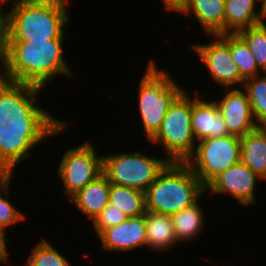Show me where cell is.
Masks as SVG:
<instances>
[{"label":"cell","mask_w":266,"mask_h":266,"mask_svg":"<svg viewBox=\"0 0 266 266\" xmlns=\"http://www.w3.org/2000/svg\"><path fill=\"white\" fill-rule=\"evenodd\" d=\"M64 40L8 42L0 61V101L32 114L51 113L37 101L57 75L77 76L68 64ZM75 74V75H74Z\"/></svg>","instance_id":"cell-1"},{"label":"cell","mask_w":266,"mask_h":266,"mask_svg":"<svg viewBox=\"0 0 266 266\" xmlns=\"http://www.w3.org/2000/svg\"><path fill=\"white\" fill-rule=\"evenodd\" d=\"M70 122L52 113L32 114L14 106L0 109V182L15 172V167L35 157L32 150L47 139L66 133ZM32 152V153H31Z\"/></svg>","instance_id":"cell-2"},{"label":"cell","mask_w":266,"mask_h":266,"mask_svg":"<svg viewBox=\"0 0 266 266\" xmlns=\"http://www.w3.org/2000/svg\"><path fill=\"white\" fill-rule=\"evenodd\" d=\"M70 0H20L9 10V42L65 40Z\"/></svg>","instance_id":"cell-3"},{"label":"cell","mask_w":266,"mask_h":266,"mask_svg":"<svg viewBox=\"0 0 266 266\" xmlns=\"http://www.w3.org/2000/svg\"><path fill=\"white\" fill-rule=\"evenodd\" d=\"M206 194L186 162H169L145 192L146 211L172 216Z\"/></svg>","instance_id":"cell-4"},{"label":"cell","mask_w":266,"mask_h":266,"mask_svg":"<svg viewBox=\"0 0 266 266\" xmlns=\"http://www.w3.org/2000/svg\"><path fill=\"white\" fill-rule=\"evenodd\" d=\"M141 79L138 81V116L147 142L159 131L168 108L185 91L167 69L158 67L149 59Z\"/></svg>","instance_id":"cell-5"},{"label":"cell","mask_w":266,"mask_h":266,"mask_svg":"<svg viewBox=\"0 0 266 266\" xmlns=\"http://www.w3.org/2000/svg\"><path fill=\"white\" fill-rule=\"evenodd\" d=\"M191 114L192 96L185 90L168 108L159 131L149 141L163 148L169 162H186L195 152Z\"/></svg>","instance_id":"cell-6"},{"label":"cell","mask_w":266,"mask_h":266,"mask_svg":"<svg viewBox=\"0 0 266 266\" xmlns=\"http://www.w3.org/2000/svg\"><path fill=\"white\" fill-rule=\"evenodd\" d=\"M169 161L137 150L103 155L102 173L110 183L146 192Z\"/></svg>","instance_id":"cell-7"},{"label":"cell","mask_w":266,"mask_h":266,"mask_svg":"<svg viewBox=\"0 0 266 266\" xmlns=\"http://www.w3.org/2000/svg\"><path fill=\"white\" fill-rule=\"evenodd\" d=\"M240 137L205 138L196 144L194 154L186 161L206 186L219 173L240 162Z\"/></svg>","instance_id":"cell-8"},{"label":"cell","mask_w":266,"mask_h":266,"mask_svg":"<svg viewBox=\"0 0 266 266\" xmlns=\"http://www.w3.org/2000/svg\"><path fill=\"white\" fill-rule=\"evenodd\" d=\"M95 148L91 141L86 140L62 154L56 172L62 180L63 194L68 200L102 174L103 155L97 154Z\"/></svg>","instance_id":"cell-9"},{"label":"cell","mask_w":266,"mask_h":266,"mask_svg":"<svg viewBox=\"0 0 266 266\" xmlns=\"http://www.w3.org/2000/svg\"><path fill=\"white\" fill-rule=\"evenodd\" d=\"M210 41L194 43L189 48L197 55L202 65L208 70L209 78L224 89L242 88L244 79L241 77L237 65L230 52V33L209 36ZM236 85V86H235Z\"/></svg>","instance_id":"cell-10"},{"label":"cell","mask_w":266,"mask_h":266,"mask_svg":"<svg viewBox=\"0 0 266 266\" xmlns=\"http://www.w3.org/2000/svg\"><path fill=\"white\" fill-rule=\"evenodd\" d=\"M258 175L252 172L245 164L239 162L227 170L219 173L205 187L206 192L211 195H229L237 200L240 205L249 207L257 202L256 186Z\"/></svg>","instance_id":"cell-11"},{"label":"cell","mask_w":266,"mask_h":266,"mask_svg":"<svg viewBox=\"0 0 266 266\" xmlns=\"http://www.w3.org/2000/svg\"><path fill=\"white\" fill-rule=\"evenodd\" d=\"M224 96L215 101L225 120L230 135L243 137L259 127L252 113L247 93L240 87L228 88Z\"/></svg>","instance_id":"cell-12"},{"label":"cell","mask_w":266,"mask_h":266,"mask_svg":"<svg viewBox=\"0 0 266 266\" xmlns=\"http://www.w3.org/2000/svg\"><path fill=\"white\" fill-rule=\"evenodd\" d=\"M97 238L105 252L122 253L146 247L145 214L127 217L122 223L104 229ZM113 251V252H112Z\"/></svg>","instance_id":"cell-13"},{"label":"cell","mask_w":266,"mask_h":266,"mask_svg":"<svg viewBox=\"0 0 266 266\" xmlns=\"http://www.w3.org/2000/svg\"><path fill=\"white\" fill-rule=\"evenodd\" d=\"M194 91L192 92L191 126L196 142L205 138L230 135L215 101L207 100V98H203L205 94L201 96L199 91Z\"/></svg>","instance_id":"cell-14"},{"label":"cell","mask_w":266,"mask_h":266,"mask_svg":"<svg viewBox=\"0 0 266 266\" xmlns=\"http://www.w3.org/2000/svg\"><path fill=\"white\" fill-rule=\"evenodd\" d=\"M180 13L192 15L206 36L225 34V0H190Z\"/></svg>","instance_id":"cell-15"},{"label":"cell","mask_w":266,"mask_h":266,"mask_svg":"<svg viewBox=\"0 0 266 266\" xmlns=\"http://www.w3.org/2000/svg\"><path fill=\"white\" fill-rule=\"evenodd\" d=\"M109 191L110 182L102 173L83 189L79 190L67 202L73 203L86 219H90L91 223L109 203Z\"/></svg>","instance_id":"cell-16"},{"label":"cell","mask_w":266,"mask_h":266,"mask_svg":"<svg viewBox=\"0 0 266 266\" xmlns=\"http://www.w3.org/2000/svg\"><path fill=\"white\" fill-rule=\"evenodd\" d=\"M264 21L261 0H225V33H238Z\"/></svg>","instance_id":"cell-17"},{"label":"cell","mask_w":266,"mask_h":266,"mask_svg":"<svg viewBox=\"0 0 266 266\" xmlns=\"http://www.w3.org/2000/svg\"><path fill=\"white\" fill-rule=\"evenodd\" d=\"M240 153V162L266 180V127L259 126L240 137Z\"/></svg>","instance_id":"cell-18"},{"label":"cell","mask_w":266,"mask_h":266,"mask_svg":"<svg viewBox=\"0 0 266 266\" xmlns=\"http://www.w3.org/2000/svg\"><path fill=\"white\" fill-rule=\"evenodd\" d=\"M146 249L160 254L161 251H171L178 243L175 239L171 217L168 215L145 212Z\"/></svg>","instance_id":"cell-19"},{"label":"cell","mask_w":266,"mask_h":266,"mask_svg":"<svg viewBox=\"0 0 266 266\" xmlns=\"http://www.w3.org/2000/svg\"><path fill=\"white\" fill-rule=\"evenodd\" d=\"M201 198L189 207L170 216L174 228L175 239L178 243L187 244L188 241L199 238L204 222L205 213L199 203ZM200 233V234H199ZM198 236V237H197Z\"/></svg>","instance_id":"cell-20"},{"label":"cell","mask_w":266,"mask_h":266,"mask_svg":"<svg viewBox=\"0 0 266 266\" xmlns=\"http://www.w3.org/2000/svg\"><path fill=\"white\" fill-rule=\"evenodd\" d=\"M109 203L124 212L127 217H136L146 212L145 192L110 183Z\"/></svg>","instance_id":"cell-21"},{"label":"cell","mask_w":266,"mask_h":266,"mask_svg":"<svg viewBox=\"0 0 266 266\" xmlns=\"http://www.w3.org/2000/svg\"><path fill=\"white\" fill-rule=\"evenodd\" d=\"M252 113L258 126L266 127V73L244 80Z\"/></svg>","instance_id":"cell-22"},{"label":"cell","mask_w":266,"mask_h":266,"mask_svg":"<svg viewBox=\"0 0 266 266\" xmlns=\"http://www.w3.org/2000/svg\"><path fill=\"white\" fill-rule=\"evenodd\" d=\"M230 52L241 77L246 80L261 75L253 53L238 33H230Z\"/></svg>","instance_id":"cell-23"},{"label":"cell","mask_w":266,"mask_h":266,"mask_svg":"<svg viewBox=\"0 0 266 266\" xmlns=\"http://www.w3.org/2000/svg\"><path fill=\"white\" fill-rule=\"evenodd\" d=\"M25 260L26 266H72L63 253L60 252L47 238L37 241Z\"/></svg>","instance_id":"cell-24"},{"label":"cell","mask_w":266,"mask_h":266,"mask_svg":"<svg viewBox=\"0 0 266 266\" xmlns=\"http://www.w3.org/2000/svg\"><path fill=\"white\" fill-rule=\"evenodd\" d=\"M15 174L10 176L7 180L0 182V231H2L5 235L8 236L7 229L12 225L21 223L26 220V213L21 212L18 207L11 202L10 200V188L11 182ZM9 199V200H8Z\"/></svg>","instance_id":"cell-25"},{"label":"cell","mask_w":266,"mask_h":266,"mask_svg":"<svg viewBox=\"0 0 266 266\" xmlns=\"http://www.w3.org/2000/svg\"><path fill=\"white\" fill-rule=\"evenodd\" d=\"M238 34L244 39L253 53L258 68L266 73V21L242 29Z\"/></svg>","instance_id":"cell-26"},{"label":"cell","mask_w":266,"mask_h":266,"mask_svg":"<svg viewBox=\"0 0 266 266\" xmlns=\"http://www.w3.org/2000/svg\"><path fill=\"white\" fill-rule=\"evenodd\" d=\"M127 219V216L121 210L115 208V205L108 203L107 206L93 219L91 226L94 235H99L104 229L116 226Z\"/></svg>","instance_id":"cell-27"},{"label":"cell","mask_w":266,"mask_h":266,"mask_svg":"<svg viewBox=\"0 0 266 266\" xmlns=\"http://www.w3.org/2000/svg\"><path fill=\"white\" fill-rule=\"evenodd\" d=\"M5 0H0V61L4 58L9 42V11H4Z\"/></svg>","instance_id":"cell-28"},{"label":"cell","mask_w":266,"mask_h":266,"mask_svg":"<svg viewBox=\"0 0 266 266\" xmlns=\"http://www.w3.org/2000/svg\"><path fill=\"white\" fill-rule=\"evenodd\" d=\"M162 1L164 10L180 14L190 0H161V3Z\"/></svg>","instance_id":"cell-29"},{"label":"cell","mask_w":266,"mask_h":266,"mask_svg":"<svg viewBox=\"0 0 266 266\" xmlns=\"http://www.w3.org/2000/svg\"><path fill=\"white\" fill-rule=\"evenodd\" d=\"M3 232H0V265L2 264H7L9 262V257H10V252L7 250L8 249V238L6 237ZM7 239V240H6Z\"/></svg>","instance_id":"cell-30"},{"label":"cell","mask_w":266,"mask_h":266,"mask_svg":"<svg viewBox=\"0 0 266 266\" xmlns=\"http://www.w3.org/2000/svg\"><path fill=\"white\" fill-rule=\"evenodd\" d=\"M262 11H263L264 20L266 21V0L262 1Z\"/></svg>","instance_id":"cell-31"},{"label":"cell","mask_w":266,"mask_h":266,"mask_svg":"<svg viewBox=\"0 0 266 266\" xmlns=\"http://www.w3.org/2000/svg\"><path fill=\"white\" fill-rule=\"evenodd\" d=\"M7 3H12V2H15V1H20V0H5ZM11 1V2H9Z\"/></svg>","instance_id":"cell-32"},{"label":"cell","mask_w":266,"mask_h":266,"mask_svg":"<svg viewBox=\"0 0 266 266\" xmlns=\"http://www.w3.org/2000/svg\"><path fill=\"white\" fill-rule=\"evenodd\" d=\"M4 107V104L0 101V109Z\"/></svg>","instance_id":"cell-33"}]
</instances>
